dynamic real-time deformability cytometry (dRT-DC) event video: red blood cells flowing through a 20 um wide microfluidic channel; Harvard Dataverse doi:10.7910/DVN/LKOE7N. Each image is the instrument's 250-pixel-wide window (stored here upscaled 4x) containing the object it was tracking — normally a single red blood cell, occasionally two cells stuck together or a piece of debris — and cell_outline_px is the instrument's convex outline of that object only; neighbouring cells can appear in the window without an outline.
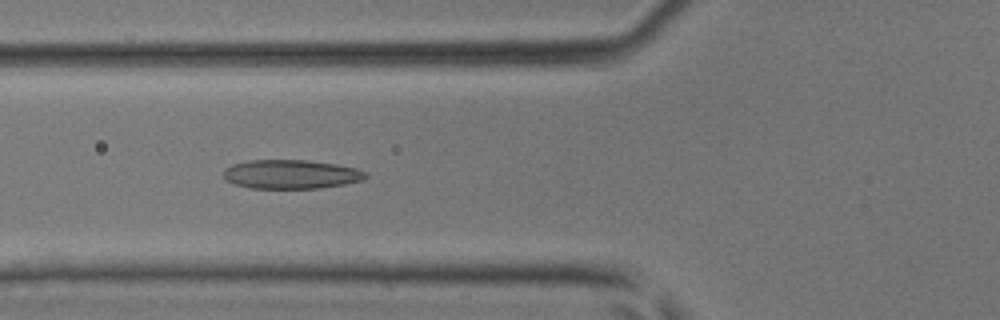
{"species": "common noctule bat (a hibernating species)", "species_latin": "Nyctalus noctula", "temperature_condition": "room temperature", "stored_images_in_passage": 41, "camera_frame_rate_fps": 3000, "um_per_image_px": 0.085, "animal": {"sex": "male", "body_mass_g": 17.9, "forearm_length_mm": 54.2}, "frame": {"image": 1, "passage_image": 16, "time_ms": 5.0, "image_size_px": [1000, 320], "cell_outline_px": [[368, 176], [364, 180], [344, 184], [320, 188], [252, 188], [236, 184], [224, 180], [224, 168], [232, 164], [248, 160], [308, 160], [336, 164], [356, 168], [368, 172]], "centroid_in_image_um": [24.76, 14.8], "position_along_channel_um": 101.0, "area_um2": 24.16}}
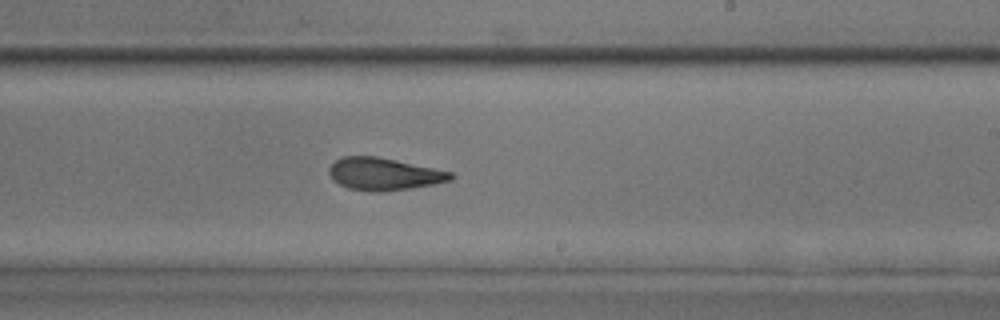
{"frame": {"image": 2, "passage_image": 26, "time_ms": 8.333, "image_size_px": [1000, 320], "cell_outline_px": [[456, 176], [452, 180], [412, 188], [380, 192], [372, 192], [348, 188], [332, 180], [328, 172], [328, 168], [336, 160], [344, 156], [376, 156], [396, 160], [452, 172]], "centroid_in_image_um": [32.62, 14.79], "position_along_channel_um": 256.4, "area_um2": 22.95}}
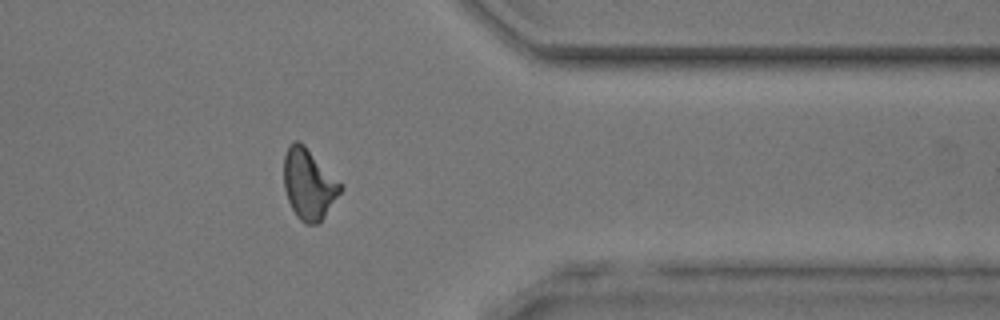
{"frame": {"image": 3, "passage_image": 35, "time_ms": 11.333, "image_size_px": [1000, 320], "cell_outline_px": [[344, 188], [320, 224], [304, 224], [296, 216], [288, 200], [284, 188], [284, 156], [288, 144], [296, 140], [300, 140], [344, 184]], "centroid_in_image_um": [26.28, 15.65], "position_along_channel_um": 385.1, "area_um2": 23.87}}